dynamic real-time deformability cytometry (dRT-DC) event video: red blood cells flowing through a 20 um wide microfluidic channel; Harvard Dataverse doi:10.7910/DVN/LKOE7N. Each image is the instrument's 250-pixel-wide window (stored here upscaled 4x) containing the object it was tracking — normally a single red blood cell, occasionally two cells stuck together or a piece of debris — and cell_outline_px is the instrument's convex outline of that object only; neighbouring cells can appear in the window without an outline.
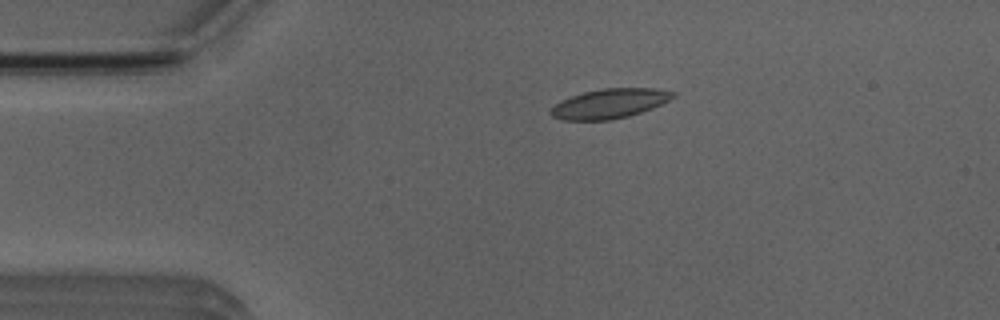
{"species": "Egyptian fruit bat (a non-hibernating species)", "species_latin": "Rousettus aegyptiacus", "temperature_condition": "room temperature", "stored_images_in_passage": 3, "camera_frame_rate_fps": 3000, "um_per_image_px": 0.085, "animal": {"sex": "male"}, "frame": {"image": 1, "passage_image": 2, "time_ms": 1.0, "image_size_px": [1000, 320], "cell_outline_px": [[676, 96], [652, 108], [628, 116], [612, 120], [564, 120], [552, 116], [548, 112], [560, 100], [584, 92], [600, 88], [652, 88], [676, 92]], "centroid_in_image_um": [51.8, 8.8], "position_along_channel_um": 33.2, "area_um2": 20.98}}